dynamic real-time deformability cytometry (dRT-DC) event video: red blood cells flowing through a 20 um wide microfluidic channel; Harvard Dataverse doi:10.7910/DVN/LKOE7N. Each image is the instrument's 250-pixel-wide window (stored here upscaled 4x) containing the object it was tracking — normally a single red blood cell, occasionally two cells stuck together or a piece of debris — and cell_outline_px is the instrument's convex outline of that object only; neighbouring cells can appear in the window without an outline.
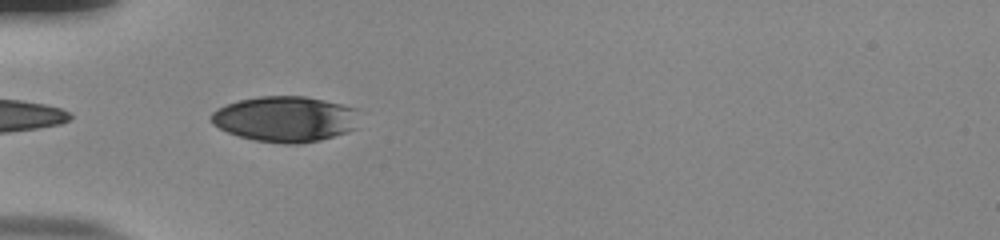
{"species": "human", "species_latin": "Homo sapiens", "temperature_condition": "room temperature", "stored_images_in_passage": 8, "camera_frame_rate_fps": 3000, "um_per_image_px": 0.085, "donor": {"sex": "male"}, "frame": {"image": 1, "passage_image": 1, "time_ms": 0.0, "image_size_px": [1000, 240], "cell_outline_px": [[356, 128], [348, 132], [320, 140], [300, 144], [284, 144], [256, 140], [240, 136], [228, 132], [212, 124], [208, 120], [208, 116], [212, 112], [228, 104], [240, 100], [260, 96], [304, 96], [324, 100], [356, 108]], "centroid_in_image_um": [24.23, 10.12], "position_along_channel_um": 60.8, "area_um2": 39.3}}
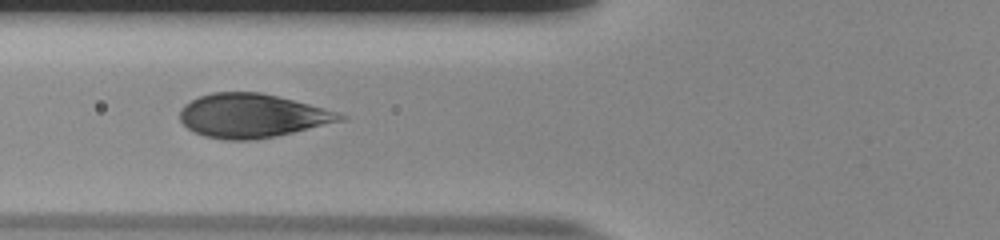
{"frame": {"image": 2, "passage_image": 5, "time_ms": 1.333, "image_size_px": [1000, 240], "cell_outline_px": [[348, 120], [276, 136], [252, 140], [224, 140], [204, 136], [192, 132], [180, 120], [180, 108], [184, 104], [200, 96], [212, 92], [260, 92], [340, 112], [348, 116]], "centroid_in_image_um": [21.45, 9.85], "position_along_channel_um": 104.4, "area_um2": 41.1}}
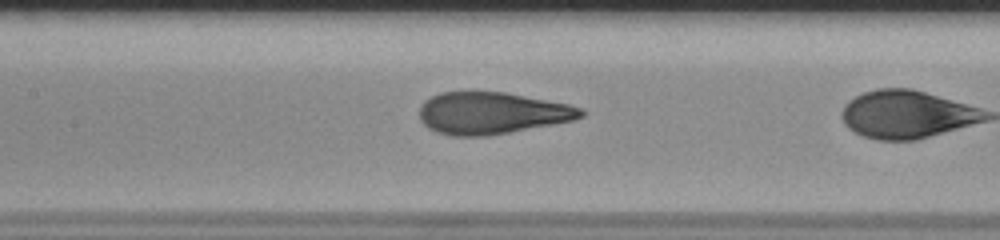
{"frame": {"image": 3, "passage_image": 7, "time_ms": 2.0, "image_size_px": [1000, 240], "cell_outline_px": [[584, 116], [576, 120], [488, 136], [452, 136], [436, 132], [428, 128], [420, 120], [420, 108], [424, 100], [440, 92], [504, 92], [568, 104], [580, 108], [584, 112]], "centroid_in_image_um": [41.79, 9.62], "position_along_channel_um": 165.6, "area_um2": 39.42}}